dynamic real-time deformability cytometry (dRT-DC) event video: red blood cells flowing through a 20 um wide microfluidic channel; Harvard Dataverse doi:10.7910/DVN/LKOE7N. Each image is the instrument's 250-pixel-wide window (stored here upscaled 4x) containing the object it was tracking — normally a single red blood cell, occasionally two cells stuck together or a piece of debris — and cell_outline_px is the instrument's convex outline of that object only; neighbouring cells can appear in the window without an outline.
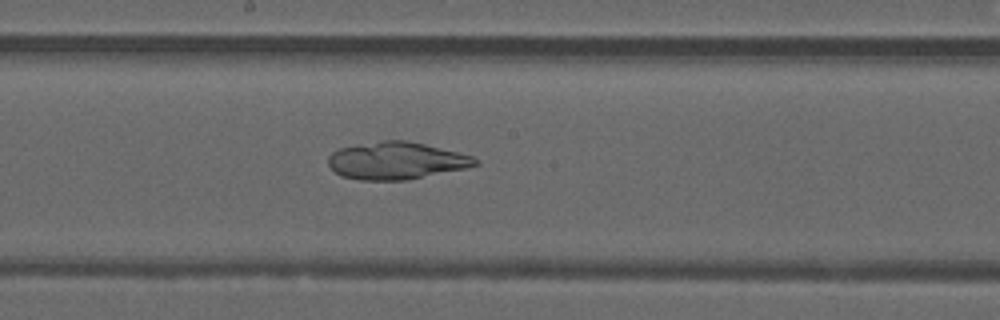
{"species": "common noctule bat (a hibernating species)", "species_latin": "Nyctalus noctula", "temperature_condition": "warm", "stored_images_in_passage": 48, "camera_frame_rate_fps": 3000, "um_per_image_px": 0.085, "animal": {"sex": "male", "forearm_length_mm": 52.5}, "frame": {"image": 1, "passage_image": 26, "time_ms": 8.333, "image_size_px": [1000, 320], "cell_outline_px": [[480, 164], [468, 168], [408, 180], [360, 180], [340, 176], [328, 164], [328, 156], [332, 152], [340, 148], [384, 140], [408, 140], [472, 156], [480, 160]], "centroid_in_image_um": [33.71, 13.67], "position_along_channel_um": 214.5, "area_um2": 31.96}}
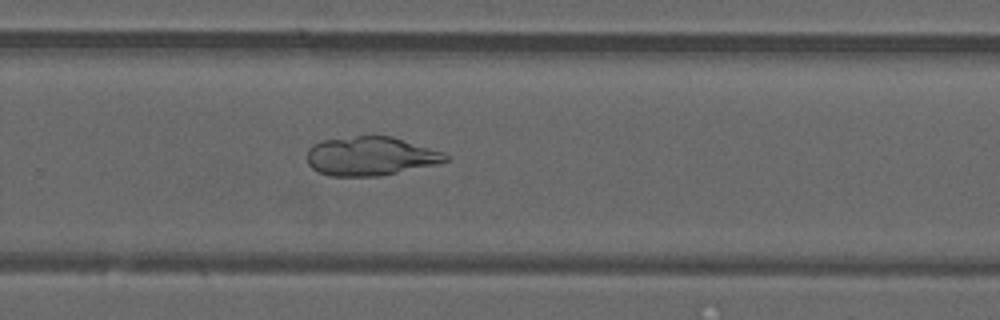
{"frame": {"image": 2, "passage_image": 32, "time_ms": 10.333, "image_size_px": [1000, 320], "cell_outline_px": [[452, 156], [448, 160], [436, 164], [380, 176], [328, 176], [312, 168], [308, 164], [308, 148], [312, 144], [324, 140], [356, 136], [392, 136], [444, 152]], "centroid_in_image_um": [31.51, 13.27], "position_along_channel_um": 298.3, "area_um2": 31.39}}
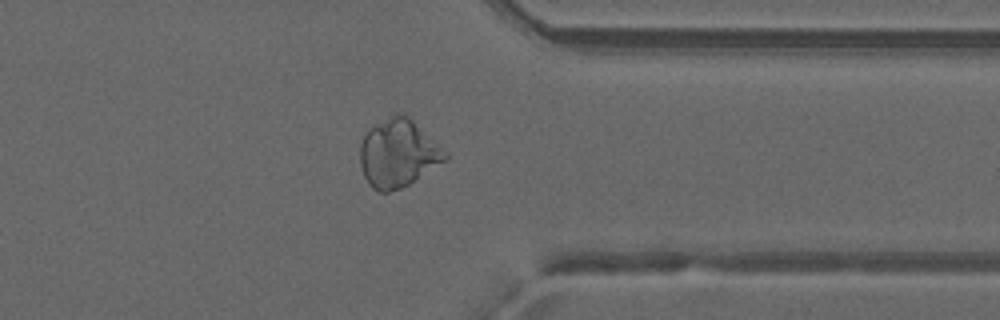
{"frame": {"image": 3, "passage_image": 38, "time_ms": 12.333, "image_size_px": [1000, 320], "cell_outline_px": [[448, 156], [444, 160], [408, 184], [400, 188], [388, 192], [380, 192], [372, 188], [368, 184], [364, 176], [360, 164], [360, 144], [368, 128], [396, 112], [404, 112], [448, 152]], "centroid_in_image_um": [33.8, 13.0], "position_along_channel_um": 377.6, "area_um2": 33.52}}